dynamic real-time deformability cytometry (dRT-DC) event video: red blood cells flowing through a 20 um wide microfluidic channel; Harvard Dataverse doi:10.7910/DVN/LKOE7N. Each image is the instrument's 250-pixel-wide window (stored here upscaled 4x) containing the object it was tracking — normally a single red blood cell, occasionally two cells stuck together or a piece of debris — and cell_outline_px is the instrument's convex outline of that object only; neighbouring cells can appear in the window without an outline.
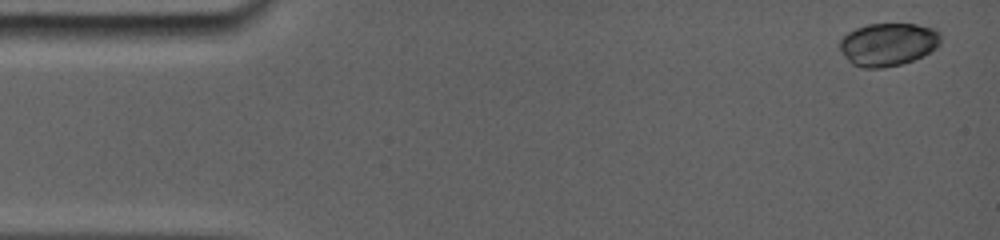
{"species": "common noctule bat (a hibernating species)", "species_latin": "Nyctalus noctula", "temperature_condition": "room temperature", "stored_images_in_passage": 14, "camera_frame_rate_fps": 5000, "um_per_image_px": 0.085, "animal": {"sex": "female", "body_mass_g": 19.0, "forearm_length_mm": 56.7}, "frame": {"image": 1, "passage_image": 1, "time_ms": 0.0, "image_size_px": [1000, 240], "cell_outline_px": [[940, 44], [936, 48], [924, 56], [900, 64], [880, 68], [860, 68], [852, 64], [840, 52], [840, 40], [848, 32], [856, 28], [868, 24], [916, 24], [936, 28], [940, 32]], "centroid_in_image_um": [75.49, 3.77], "position_along_channel_um": 9.5, "area_um2": 25.43}}
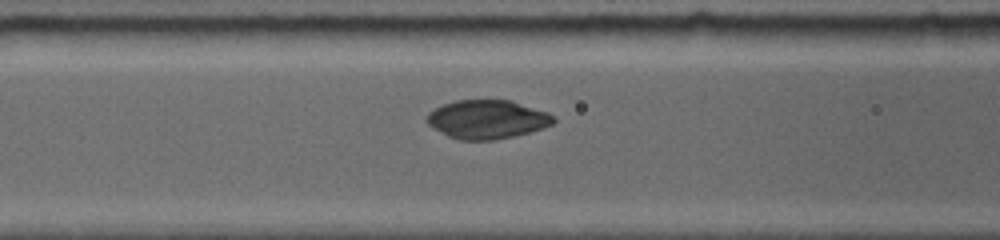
{"frame": {"image": 2, "passage_image": 11, "time_ms": 6.0, "image_size_px": [1000, 240], "cell_outline_px": [[556, 120], [552, 124], [528, 132], [512, 136], [492, 140], [460, 140], [448, 136], [428, 124], [428, 112], [444, 104], [456, 100], [512, 100], [548, 112]], "centroid_in_image_um": [41.41, 10.13], "position_along_channel_um": 125.2, "area_um2": 28.21}}
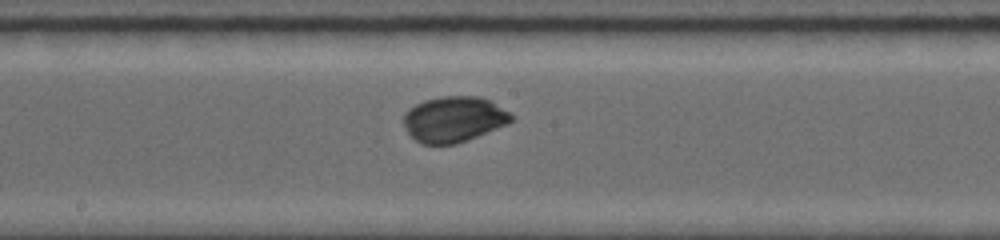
{"frame": {"image": 3, "passage_image": 14, "time_ms": 8.2, "image_size_px": [1000, 240], "cell_outline_px": [[512, 120], [508, 124], [456, 144], [424, 144], [416, 140], [408, 132], [404, 124], [404, 116], [408, 108], [424, 100], [440, 96], [480, 96], [492, 100], [508, 112], [512, 116]], "centroid_in_image_um": [38.58, 10.11], "position_along_channel_um": 209.6, "area_um2": 28.55}}